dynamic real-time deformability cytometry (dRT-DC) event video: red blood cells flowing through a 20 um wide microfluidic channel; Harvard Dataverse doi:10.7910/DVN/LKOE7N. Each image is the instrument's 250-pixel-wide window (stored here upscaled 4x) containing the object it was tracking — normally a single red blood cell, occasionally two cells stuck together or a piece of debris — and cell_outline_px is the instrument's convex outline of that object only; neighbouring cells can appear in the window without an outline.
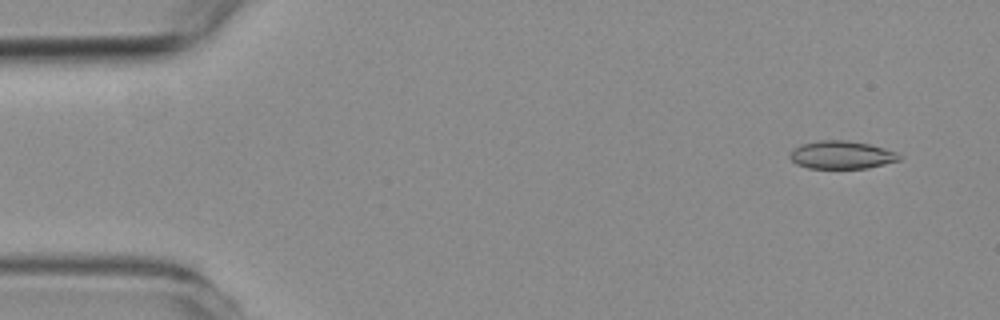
{"species": "common noctule bat (a hibernating species)", "species_latin": "Nyctalus noctula", "temperature_condition": "room temperature", "stored_images_in_passage": 56, "camera_frame_rate_fps": 3000, "um_per_image_px": 0.085, "animal": {"sex": "female", "body_mass_g": 19.3, "forearm_length_mm": 54.1}, "frame": {"image": 1, "passage_image": 4, "time_ms": 1.0, "image_size_px": [1000, 320], "cell_outline_px": [[900, 160], [868, 168], [808, 168], [796, 164], [788, 156], [792, 148], [800, 144], [820, 140], [848, 140], [868, 144], [884, 148], [896, 152], [900, 156]], "centroid_in_image_um": [71.49, 13.16], "position_along_channel_um": 13.5, "area_um2": 17.86}}
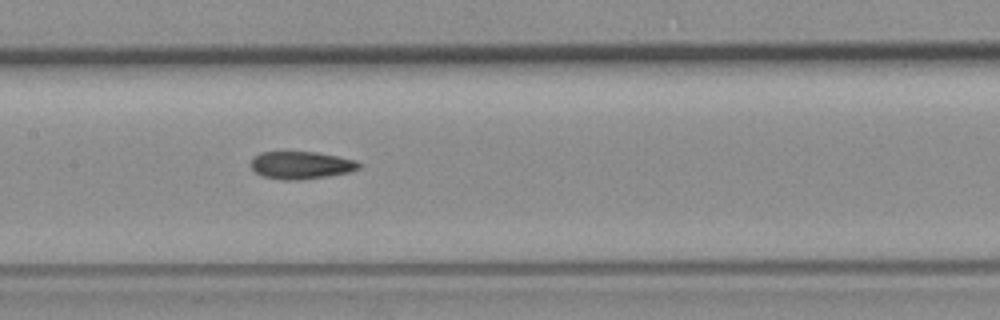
{"frame": {"image": 2, "passage_image": 27, "time_ms": 8.667, "image_size_px": [1000, 320], "cell_outline_px": [[364, 164], [360, 168], [348, 172], [328, 176], [300, 180], [280, 180], [264, 176], [256, 172], [248, 164], [252, 156], [260, 152], [316, 152], [356, 160]], "centroid_in_image_um": [25.57, 14.04], "position_along_channel_um": 181.8, "area_um2": 17.57}}
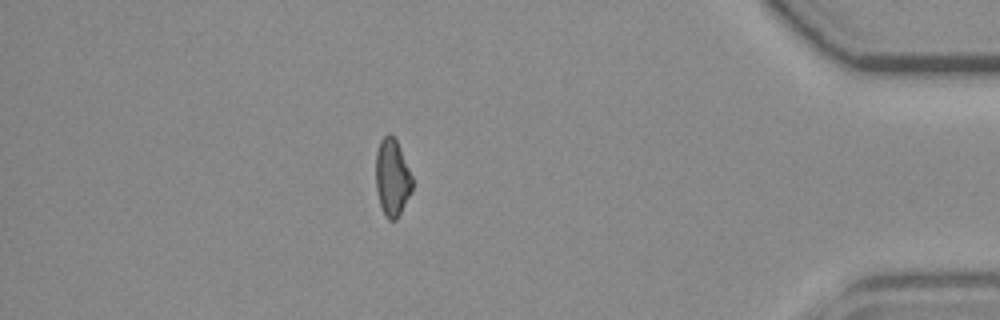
{"frame": {"image": 3, "passage_image": 49, "time_ms": 16.0, "image_size_px": [1000, 320], "cell_outline_px": [[412, 192], [396, 220], [388, 220], [384, 216], [380, 204], [376, 188], [376, 152], [380, 140], [388, 132], [396, 140], [400, 148], [412, 176]], "centroid_in_image_um": [33.33, 15.11], "position_along_channel_um": 401.9, "area_um2": 16.42}, "authors_computed_cell_mechanics": {"area_um2": 17.5423, "velocity_mm_per_s": 3.6366, "shape_relaxation_time_tau1_ms": null, "shape_relaxation_time_tau2_ms": 3.6753, "deformation_change_tau1": null, "deformation_change_tau2": 0.1143}}